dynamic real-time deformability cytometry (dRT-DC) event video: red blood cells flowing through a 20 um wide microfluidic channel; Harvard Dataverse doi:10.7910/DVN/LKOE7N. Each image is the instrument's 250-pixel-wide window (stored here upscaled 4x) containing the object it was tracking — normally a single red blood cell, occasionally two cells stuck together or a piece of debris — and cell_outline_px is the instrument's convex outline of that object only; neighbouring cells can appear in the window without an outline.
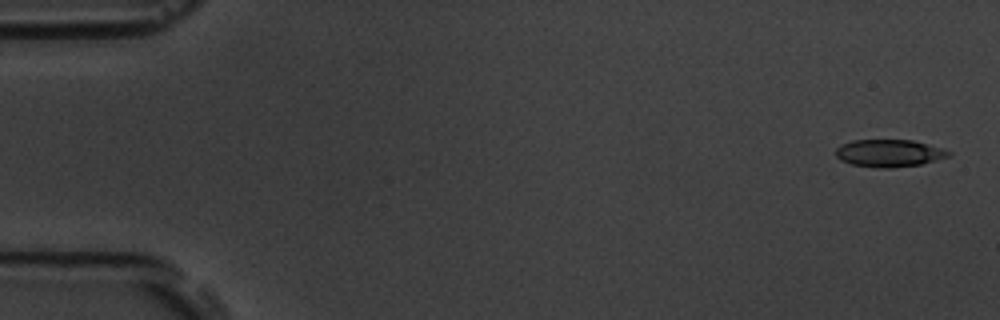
{"species": "common noctule bat (a hibernating species)", "species_latin": "Nyctalus noctula", "temperature_condition": "room temperature", "stored_images_in_passage": 5, "camera_frame_rate_fps": 3000, "um_per_image_px": 0.085, "animal": {"sex": "male", "body_mass_g": 19.5, "forearm_length_mm": 54.6}, "frame": {"image": 1, "passage_image": 1, "time_ms": 0.0, "image_size_px": [1000, 320], "cell_outline_px": [[952, 156], [920, 164], [892, 168], [876, 168], [852, 164], [840, 160], [836, 156], [836, 148], [840, 144], [852, 140], [912, 140], [944, 148], [952, 152]], "centroid_in_image_um": [75.59, 13.02], "position_along_channel_um": 9.4, "area_um2": 18.21}}
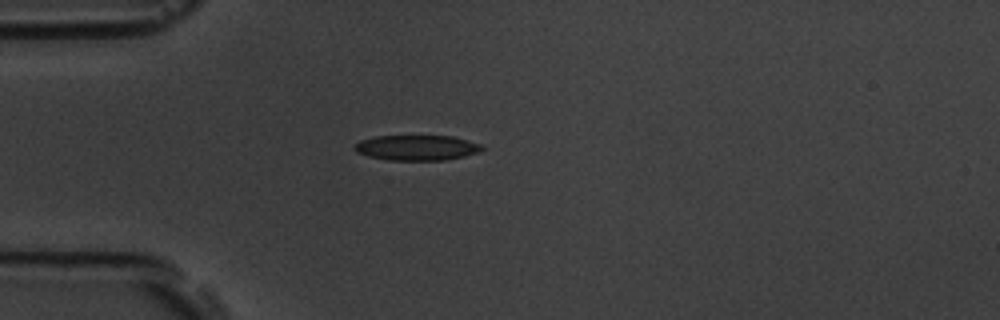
{"frame": {"image": 2, "passage_image": 5, "time_ms": 1.333, "image_size_px": [1000, 320], "cell_outline_px": [[484, 148], [476, 152], [464, 156], [444, 160], [388, 160], [368, 156], [356, 152], [352, 148], [360, 140], [376, 136], [452, 136], [480, 144]], "centroid_in_image_um": [35.37, 12.55], "position_along_channel_um": 49.6, "area_um2": 18.61}}